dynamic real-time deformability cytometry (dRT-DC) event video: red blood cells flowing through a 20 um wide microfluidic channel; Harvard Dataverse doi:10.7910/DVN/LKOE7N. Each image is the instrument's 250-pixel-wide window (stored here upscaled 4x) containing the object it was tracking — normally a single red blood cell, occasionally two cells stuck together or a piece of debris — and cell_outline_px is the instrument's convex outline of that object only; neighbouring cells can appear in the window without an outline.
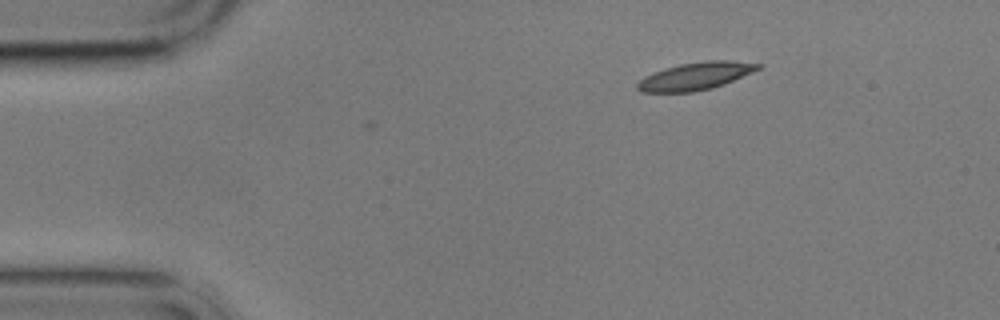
{"species": "common noctule bat (a hibernating species)", "species_latin": "Nyctalus noctula", "temperature_condition": "cold", "stored_images_in_passage": 2, "camera_frame_rate_fps": 3000, "um_per_image_px": 0.085, "animal": {"sex": "male", "body_mass_g": 17.9}, "frame": {"image": 1, "passage_image": 2, "time_ms": 1.333, "image_size_px": [1000, 320], "cell_outline_px": [[764, 64], [760, 68], [752, 72], [724, 84], [712, 88], [692, 92], [640, 92], [636, 88], [636, 84], [644, 76], [652, 72], [664, 68], [680, 64], [708, 60], [728, 60]], "centroid_in_image_um": [59.09, 6.47], "position_along_channel_um": 25.9, "area_um2": 19.42}}